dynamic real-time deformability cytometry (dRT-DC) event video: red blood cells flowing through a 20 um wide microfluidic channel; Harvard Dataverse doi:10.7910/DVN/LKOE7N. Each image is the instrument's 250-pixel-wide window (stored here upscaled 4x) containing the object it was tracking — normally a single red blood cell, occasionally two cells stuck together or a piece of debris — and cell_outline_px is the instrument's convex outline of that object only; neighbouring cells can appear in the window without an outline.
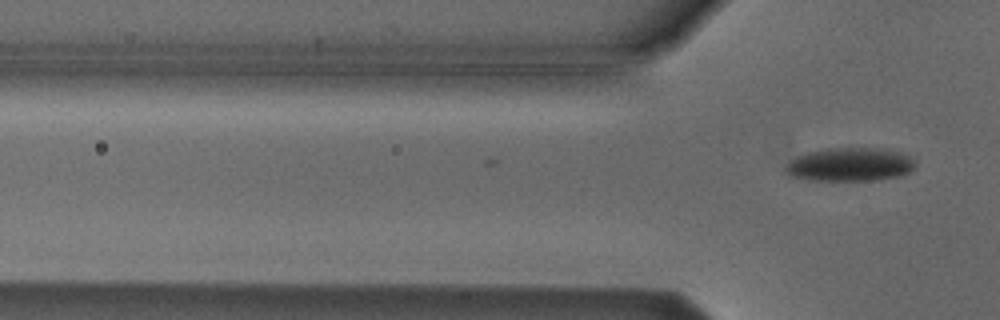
{"species": "Egyptian fruit bat (a non-hibernating species)", "species_latin": "Rousettus aegyptiacus", "temperature_condition": "cold", "stored_images_in_passage": 3, "camera_frame_rate_fps": 3000, "um_per_image_px": 0.085, "animal": {"sex": "male"}, "frame": {"image": 1, "passage_image": 3, "time_ms": 0.667, "image_size_px": [1000, 320], "cell_outline_px": [[916, 164], [908, 172], [900, 176], [876, 180], [808, 180], [788, 176], [784, 172], [784, 168], [796, 156], [804, 152], [828, 148], [880, 148], [900, 152], [916, 160]], "centroid_in_image_um": [72.21, 13.98], "position_along_channel_um": 53.6, "area_um2": 25.55}}